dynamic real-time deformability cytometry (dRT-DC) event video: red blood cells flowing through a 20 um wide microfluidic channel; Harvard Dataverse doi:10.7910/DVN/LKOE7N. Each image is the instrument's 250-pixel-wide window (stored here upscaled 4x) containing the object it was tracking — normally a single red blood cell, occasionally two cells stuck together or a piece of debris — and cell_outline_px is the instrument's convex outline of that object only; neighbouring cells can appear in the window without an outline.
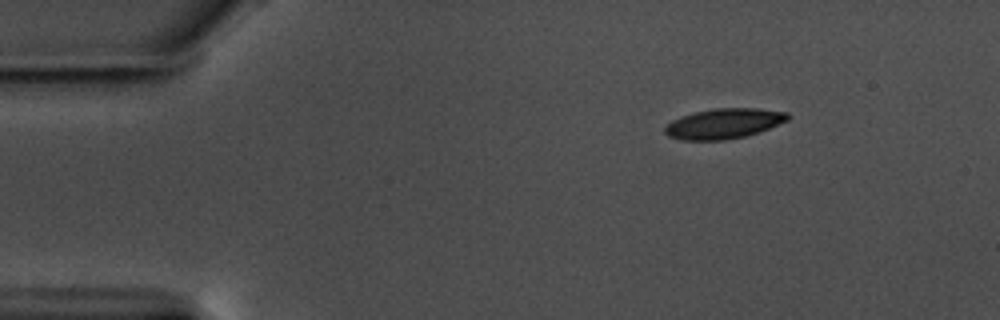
{"species": "common noctule bat (a hibernating species)", "species_latin": "Nyctalus noctula", "temperature_condition": "warm", "stored_images_in_passage": 50, "camera_frame_rate_fps": 3000, "um_per_image_px": 0.085, "animal": {"sex": "male", "body_mass_g": 17.5, "forearm_length_mm": 52.3}, "frame": {"image": 1, "passage_image": 1, "time_ms": 0.0, "image_size_px": [1000, 320], "cell_outline_px": [[792, 116], [788, 120], [768, 128], [744, 136], [724, 140], [680, 140], [668, 136], [664, 132], [664, 128], [672, 120], [680, 116], [696, 112], [716, 108], [756, 108], [788, 112]], "centroid_in_image_um": [61.51, 10.5], "position_along_channel_um": 23.5, "area_um2": 21.5}}
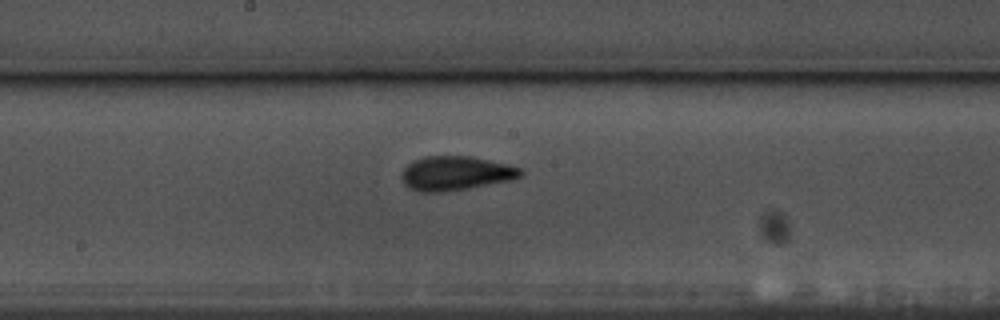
{"frame": {"image": 2, "passage_image": 23, "time_ms": 7.333, "image_size_px": [1000, 320], "cell_outline_px": [[524, 172], [520, 176], [512, 180], [468, 188], [440, 192], [420, 192], [408, 188], [404, 184], [404, 168], [412, 160], [424, 156], [472, 156], [508, 164], [520, 168]], "centroid_in_image_um": [38.75, 14.72], "position_along_channel_um": 209.5, "area_um2": 23.64}}
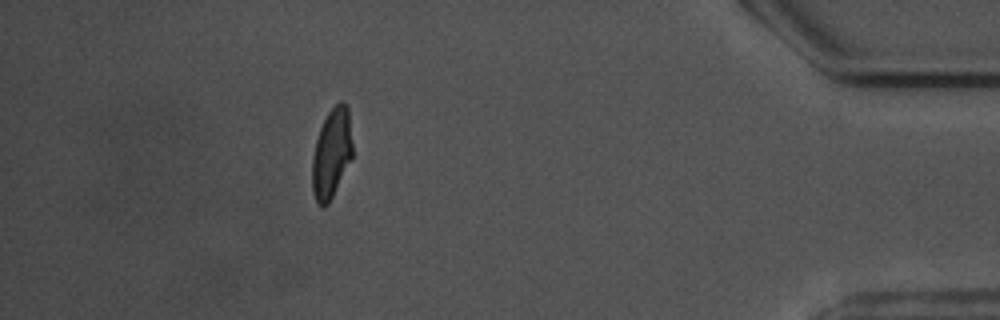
{"frame": {"image": 3, "passage_image": 44, "time_ms": 14.333, "image_size_px": [1000, 320], "cell_outline_px": [[352, 156], [328, 204], [316, 204], [312, 188], [312, 156], [316, 140], [320, 128], [328, 112], [340, 100], [344, 100], [348, 108], [352, 144]], "centroid_in_image_um": [28.17, 13.0], "position_along_channel_um": 407.0, "area_um2": 20.75}, "authors_computed_cell_mechanics": {"area_um2": 22.1374, "velocity_mm_per_s": 3.5643, "shape_relaxation_time_tau1_ms": 2.7586, "shape_relaxation_time_tau2_ms": 1.6077, "deformation_change_tau1": 0.1192, "deformation_change_tau2": 0.0804}}